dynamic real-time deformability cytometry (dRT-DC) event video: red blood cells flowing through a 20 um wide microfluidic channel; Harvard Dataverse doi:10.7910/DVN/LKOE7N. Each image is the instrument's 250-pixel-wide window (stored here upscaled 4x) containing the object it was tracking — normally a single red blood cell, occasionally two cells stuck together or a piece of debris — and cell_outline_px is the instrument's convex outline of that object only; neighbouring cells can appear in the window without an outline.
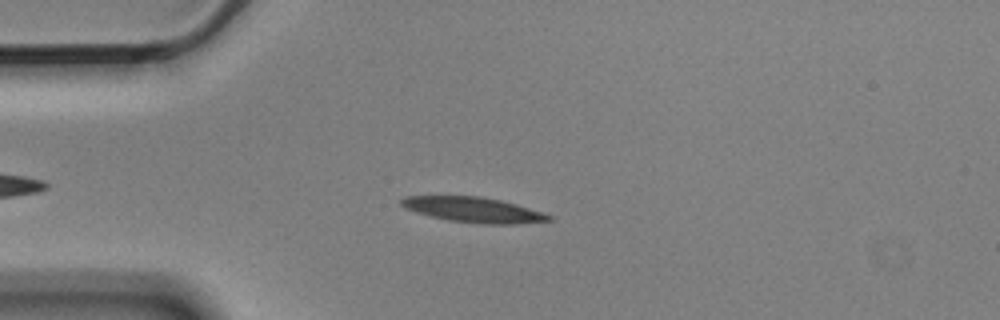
{"species": "Egyptian fruit bat (a non-hibernating species)", "species_latin": "Rousettus aegyptiacus", "temperature_condition": "cold", "stored_images_in_passage": 5, "camera_frame_rate_fps": 3000, "um_per_image_px": 0.085, "animal": {"sex": "male"}, "frame": {"image": 1, "passage_image": 4, "time_ms": 1.0, "image_size_px": [1000, 320], "cell_outline_px": [[552, 220], [516, 224], [484, 224], [448, 220], [416, 212], [404, 208], [400, 204], [400, 200], [404, 196], [480, 196], [500, 200], [516, 204], [552, 216]], "centroid_in_image_um": [40.21, 17.83], "position_along_channel_um": 44.8, "area_um2": 21.44}}